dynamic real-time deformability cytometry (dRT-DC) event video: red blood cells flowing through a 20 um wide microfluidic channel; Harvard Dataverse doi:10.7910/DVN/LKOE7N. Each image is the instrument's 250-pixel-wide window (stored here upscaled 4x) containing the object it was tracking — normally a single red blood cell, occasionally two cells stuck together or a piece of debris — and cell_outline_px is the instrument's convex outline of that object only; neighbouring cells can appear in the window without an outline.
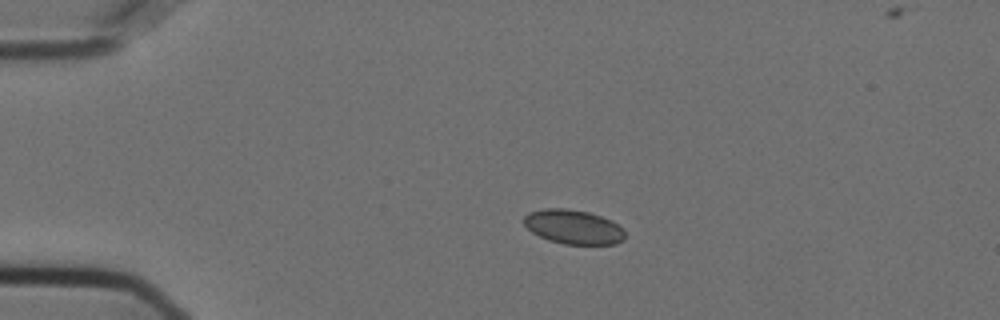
{"species": "Egyptian fruit bat (a non-hibernating species)", "species_latin": "Rousettus aegyptiacus", "temperature_condition": "cold", "stored_images_in_passage": 46, "camera_frame_rate_fps": 3000, "um_per_image_px": 0.085, "animal": {"sex": "female"}, "frame": {"image": 1, "passage_image": 1, "time_ms": 0.0, "image_size_px": [1000, 320], "cell_outline_px": [[624, 240], [616, 244], [564, 244], [548, 240], [532, 232], [524, 224], [524, 216], [528, 212], [544, 208], [564, 208], [588, 212], [612, 220], [624, 232]], "centroid_in_image_um": [48.71, 19.28], "position_along_channel_um": 36.3, "area_um2": 20.11}}
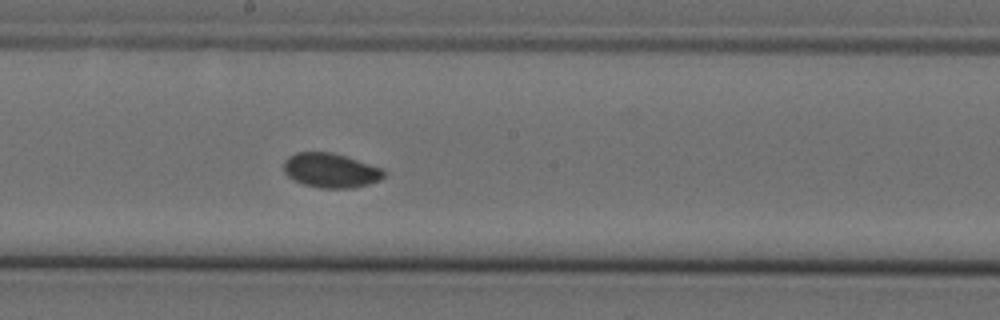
{"frame": {"image": 2, "passage_image": 20, "time_ms": 6.333, "image_size_px": [1000, 320], "cell_outline_px": [[384, 176], [380, 180], [368, 184], [352, 188], [320, 188], [304, 184], [288, 176], [284, 172], [284, 160], [288, 156], [296, 152], [332, 152], [384, 168]], "centroid_in_image_um": [28.12, 14.48], "position_along_channel_um": 220.1, "area_um2": 20.11}}
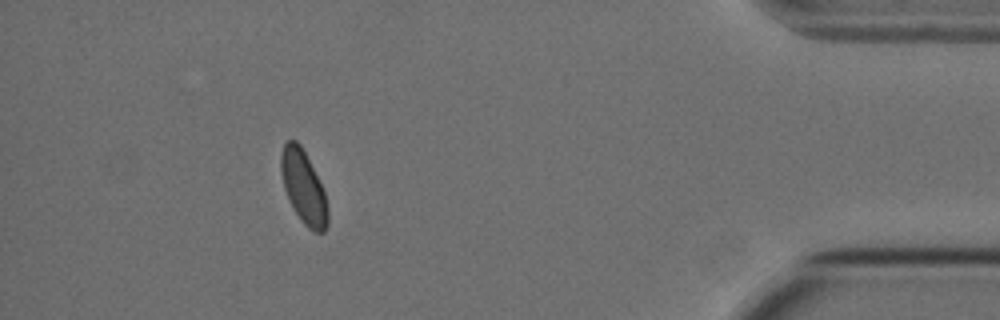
{"frame": {"image": 3, "passage_image": 40, "time_ms": 13.0, "image_size_px": [1000, 320], "cell_outline_px": [[328, 224], [324, 232], [316, 232], [308, 228], [300, 220], [284, 188], [280, 172], [280, 152], [284, 144], [288, 140], [296, 140], [300, 144], [324, 192], [328, 204]], "centroid_in_image_um": [25.79, 15.91], "position_along_channel_um": 409.4, "area_um2": 19.59}, "authors_computed_cell_mechanics": {"area_um2": 20.1144, "velocity_mm_per_s": 3.5869, "shape_relaxation_time_tau1_ms": 9.7627, "shape_relaxation_time_tau2_ms": null, "deformation_change_tau1": 0.0723, "deformation_change_tau2": null}}